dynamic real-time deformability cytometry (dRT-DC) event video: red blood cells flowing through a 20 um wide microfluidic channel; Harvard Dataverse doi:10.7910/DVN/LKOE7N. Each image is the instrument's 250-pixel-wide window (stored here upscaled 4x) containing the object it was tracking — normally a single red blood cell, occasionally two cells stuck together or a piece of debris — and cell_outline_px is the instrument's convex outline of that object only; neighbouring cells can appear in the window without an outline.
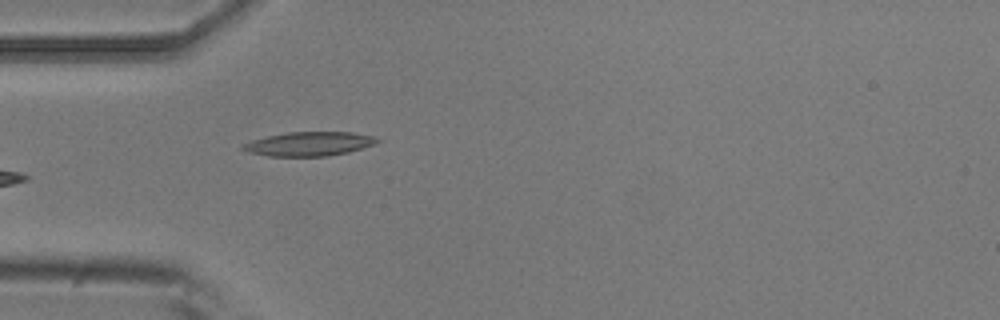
{"species": "common noctule bat (a hibernating species)", "species_latin": "Nyctalus noctula", "temperature_condition": "room temperature", "stored_images_in_passage": 4, "camera_frame_rate_fps": 3000, "um_per_image_px": 0.085, "animal": {"sex": "male", "body_mass_g": 20.5, "forearm_length_mm": 52.5}, "frame": {"image": 1, "passage_image": 4, "time_ms": 1.0, "image_size_px": [1000, 320], "cell_outline_px": [[384, 140], [376, 144], [348, 152], [328, 156], [268, 156], [248, 152], [240, 148], [240, 144], [252, 140], [268, 136], [288, 132], [352, 132], [372, 136]], "centroid_in_image_um": [26.28, 12.23], "position_along_channel_um": 58.7, "area_um2": 18.96}}